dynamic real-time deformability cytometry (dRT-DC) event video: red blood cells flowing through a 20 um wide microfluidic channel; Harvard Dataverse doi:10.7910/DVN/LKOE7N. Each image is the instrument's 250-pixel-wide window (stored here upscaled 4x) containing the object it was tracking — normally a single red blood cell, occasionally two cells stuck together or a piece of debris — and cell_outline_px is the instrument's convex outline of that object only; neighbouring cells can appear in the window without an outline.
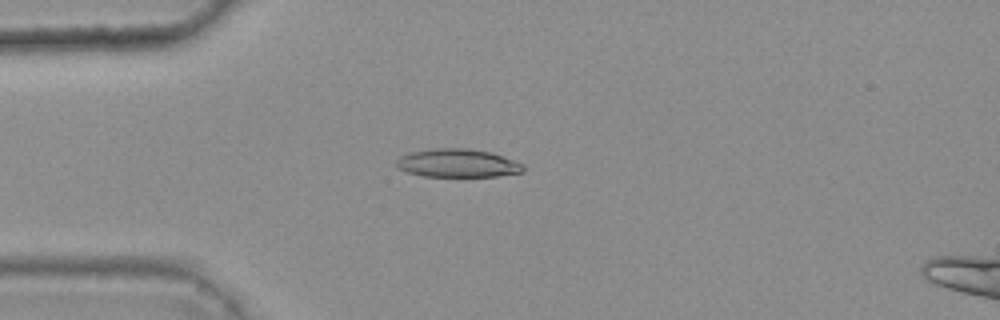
{"species": "common noctule bat (a hibernating species)", "species_latin": "Nyctalus noctula", "temperature_condition": "warm", "stored_images_in_passage": 47, "camera_frame_rate_fps": 3000, "um_per_image_px": 0.085, "animal": {"sex": "female", "body_mass_g": 25.1}, "frame": {"image": 1, "passage_image": 14, "time_ms": 4.333, "image_size_px": [1000, 320], "cell_outline_px": [[524, 172], [496, 176], [424, 176], [408, 172], [396, 168], [396, 160], [400, 156], [408, 152], [436, 148], [468, 148], [492, 152], [524, 164]], "centroid_in_image_um": [38.89, 13.86], "position_along_channel_um": 46.1, "area_um2": 21.04}}
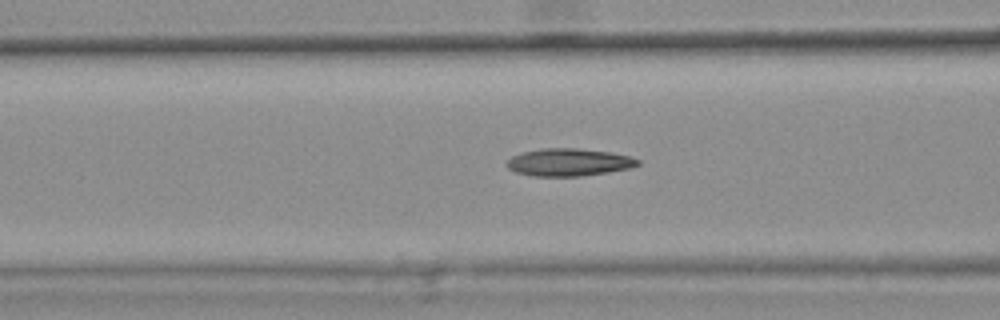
{"frame": {"image": 2, "passage_image": 21, "time_ms": 6.667, "image_size_px": [1000, 320], "cell_outline_px": [[640, 164], [632, 168], [608, 172], [580, 176], [532, 176], [516, 172], [508, 168], [504, 164], [512, 156], [520, 152], [540, 148], [576, 148], [608, 152], [628, 156], [640, 160]], "centroid_in_image_um": [48.31, 13.79], "position_along_channel_um": 118.3, "area_um2": 21.1}}
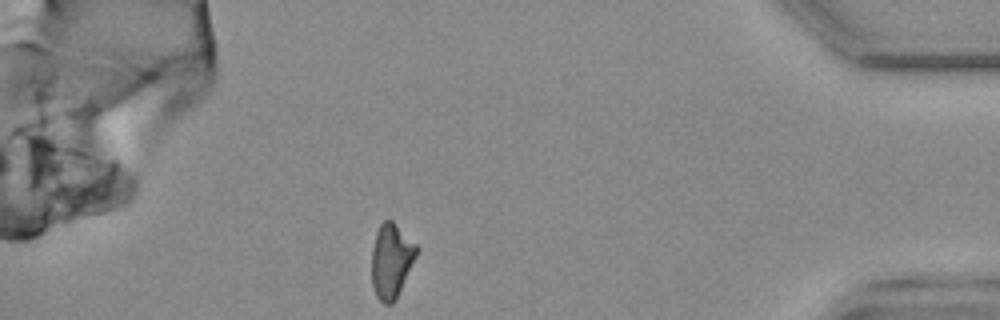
{"frame": {"image": 3, "passage_image": 47, "time_ms": 15.333, "image_size_px": [1000, 320], "cell_outline_px": [[420, 248], [396, 300], [392, 304], [384, 304], [376, 296], [372, 284], [372, 248], [376, 232], [380, 224], [384, 220], [392, 220]], "centroid_in_image_um": [33.26, 22.16], "position_along_channel_um": 401.9, "area_um2": 19.54}, "authors_computed_cell_mechanics": {"area_um2": 20.6346, "velocity_mm_per_s": 3.7575, "shape_relaxation_time_tau1_ms": 6.8173, "shape_relaxation_time_tau2_ms": 3.2869, "deformation_change_tau1": 0.1936, "deformation_change_tau2": 0.1277}}